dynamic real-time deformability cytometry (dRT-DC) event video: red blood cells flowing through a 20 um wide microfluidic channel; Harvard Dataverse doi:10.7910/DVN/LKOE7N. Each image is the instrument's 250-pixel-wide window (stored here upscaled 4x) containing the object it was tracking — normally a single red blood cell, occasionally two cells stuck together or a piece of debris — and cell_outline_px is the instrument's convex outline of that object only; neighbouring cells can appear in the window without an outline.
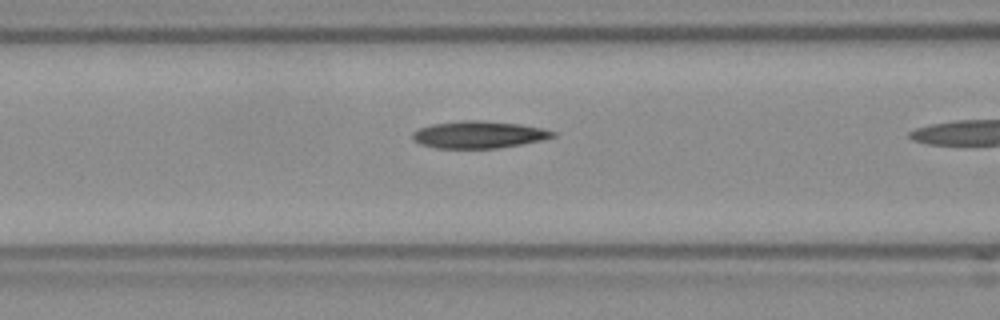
{"species": "Egyptian fruit bat (a non-hibernating species)", "species_latin": "Rousettus aegyptiacus", "temperature_condition": "room temperature", "stored_images_in_passage": 19, "camera_frame_rate_fps": 3000, "um_per_image_px": 0.085, "frame": {"image": 1, "passage_image": 14, "time_ms": 4.333, "image_size_px": [1000, 320], "cell_outline_px": [[556, 136], [540, 140], [520, 144], [496, 148], [436, 148], [420, 144], [412, 140], [412, 132], [420, 128], [432, 124], [460, 120], [480, 120], [520, 124], [544, 128], [556, 132]], "centroid_in_image_um": [40.67, 11.43], "position_along_channel_um": 125.9, "area_um2": 22.2}}